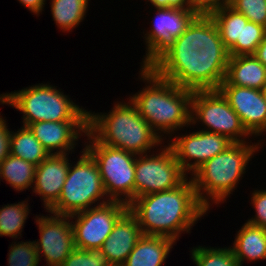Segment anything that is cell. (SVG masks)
Masks as SVG:
<instances>
[{"instance_id":"obj_16","label":"cell","mask_w":266,"mask_h":266,"mask_svg":"<svg viewBox=\"0 0 266 266\" xmlns=\"http://www.w3.org/2000/svg\"><path fill=\"white\" fill-rule=\"evenodd\" d=\"M27 127L50 154H72L76 141L87 133V121H40Z\"/></svg>"},{"instance_id":"obj_35","label":"cell","mask_w":266,"mask_h":266,"mask_svg":"<svg viewBox=\"0 0 266 266\" xmlns=\"http://www.w3.org/2000/svg\"><path fill=\"white\" fill-rule=\"evenodd\" d=\"M152 7L189 8V0H147Z\"/></svg>"},{"instance_id":"obj_25","label":"cell","mask_w":266,"mask_h":266,"mask_svg":"<svg viewBox=\"0 0 266 266\" xmlns=\"http://www.w3.org/2000/svg\"><path fill=\"white\" fill-rule=\"evenodd\" d=\"M217 25L224 46L229 50L240 40L241 13L229 5L213 9L208 13Z\"/></svg>"},{"instance_id":"obj_6","label":"cell","mask_w":266,"mask_h":266,"mask_svg":"<svg viewBox=\"0 0 266 266\" xmlns=\"http://www.w3.org/2000/svg\"><path fill=\"white\" fill-rule=\"evenodd\" d=\"M0 103L23 113V126L40 121H87L88 111L50 83L0 94Z\"/></svg>"},{"instance_id":"obj_10","label":"cell","mask_w":266,"mask_h":266,"mask_svg":"<svg viewBox=\"0 0 266 266\" xmlns=\"http://www.w3.org/2000/svg\"><path fill=\"white\" fill-rule=\"evenodd\" d=\"M158 153L136 156L134 198L180 186L188 177L169 145Z\"/></svg>"},{"instance_id":"obj_1","label":"cell","mask_w":266,"mask_h":266,"mask_svg":"<svg viewBox=\"0 0 266 266\" xmlns=\"http://www.w3.org/2000/svg\"><path fill=\"white\" fill-rule=\"evenodd\" d=\"M229 57L216 23L209 14L200 13L150 68L182 88L218 90Z\"/></svg>"},{"instance_id":"obj_7","label":"cell","mask_w":266,"mask_h":266,"mask_svg":"<svg viewBox=\"0 0 266 266\" xmlns=\"http://www.w3.org/2000/svg\"><path fill=\"white\" fill-rule=\"evenodd\" d=\"M80 152L77 163L74 166L70 163L58 201L46 212L71 216L111 201L106 195L97 163L84 148Z\"/></svg>"},{"instance_id":"obj_21","label":"cell","mask_w":266,"mask_h":266,"mask_svg":"<svg viewBox=\"0 0 266 266\" xmlns=\"http://www.w3.org/2000/svg\"><path fill=\"white\" fill-rule=\"evenodd\" d=\"M235 237L230 248L241 266L244 260L253 262L266 259V229L246 222Z\"/></svg>"},{"instance_id":"obj_38","label":"cell","mask_w":266,"mask_h":266,"mask_svg":"<svg viewBox=\"0 0 266 266\" xmlns=\"http://www.w3.org/2000/svg\"><path fill=\"white\" fill-rule=\"evenodd\" d=\"M262 91H263V93H264L265 100H266V86H265V88H264Z\"/></svg>"},{"instance_id":"obj_33","label":"cell","mask_w":266,"mask_h":266,"mask_svg":"<svg viewBox=\"0 0 266 266\" xmlns=\"http://www.w3.org/2000/svg\"><path fill=\"white\" fill-rule=\"evenodd\" d=\"M232 0H189L193 9L199 13L208 14L215 8L230 5Z\"/></svg>"},{"instance_id":"obj_15","label":"cell","mask_w":266,"mask_h":266,"mask_svg":"<svg viewBox=\"0 0 266 266\" xmlns=\"http://www.w3.org/2000/svg\"><path fill=\"white\" fill-rule=\"evenodd\" d=\"M218 90L252 136L265 135L266 100L262 90L234 85H220Z\"/></svg>"},{"instance_id":"obj_31","label":"cell","mask_w":266,"mask_h":266,"mask_svg":"<svg viewBox=\"0 0 266 266\" xmlns=\"http://www.w3.org/2000/svg\"><path fill=\"white\" fill-rule=\"evenodd\" d=\"M229 6L249 21L266 27V0H232Z\"/></svg>"},{"instance_id":"obj_26","label":"cell","mask_w":266,"mask_h":266,"mask_svg":"<svg viewBox=\"0 0 266 266\" xmlns=\"http://www.w3.org/2000/svg\"><path fill=\"white\" fill-rule=\"evenodd\" d=\"M266 36V27L249 21L241 14L240 40L228 50L229 56L253 55Z\"/></svg>"},{"instance_id":"obj_3","label":"cell","mask_w":266,"mask_h":266,"mask_svg":"<svg viewBox=\"0 0 266 266\" xmlns=\"http://www.w3.org/2000/svg\"><path fill=\"white\" fill-rule=\"evenodd\" d=\"M140 80L147 85L129 97L139 114L164 139L174 131L191 127L193 91L159 77L150 67L140 69Z\"/></svg>"},{"instance_id":"obj_5","label":"cell","mask_w":266,"mask_h":266,"mask_svg":"<svg viewBox=\"0 0 266 266\" xmlns=\"http://www.w3.org/2000/svg\"><path fill=\"white\" fill-rule=\"evenodd\" d=\"M259 142H234L225 151L207 160L190 176L198 200L207 210L214 203H224L233 193L241 177H244L249 161L262 148L263 145Z\"/></svg>"},{"instance_id":"obj_12","label":"cell","mask_w":266,"mask_h":266,"mask_svg":"<svg viewBox=\"0 0 266 266\" xmlns=\"http://www.w3.org/2000/svg\"><path fill=\"white\" fill-rule=\"evenodd\" d=\"M152 28L146 31L144 42L146 55L141 62V67H150L200 14L191 6L189 8H155Z\"/></svg>"},{"instance_id":"obj_37","label":"cell","mask_w":266,"mask_h":266,"mask_svg":"<svg viewBox=\"0 0 266 266\" xmlns=\"http://www.w3.org/2000/svg\"><path fill=\"white\" fill-rule=\"evenodd\" d=\"M266 67V36L253 54Z\"/></svg>"},{"instance_id":"obj_20","label":"cell","mask_w":266,"mask_h":266,"mask_svg":"<svg viewBox=\"0 0 266 266\" xmlns=\"http://www.w3.org/2000/svg\"><path fill=\"white\" fill-rule=\"evenodd\" d=\"M176 243L163 236L143 235L122 266H162Z\"/></svg>"},{"instance_id":"obj_34","label":"cell","mask_w":266,"mask_h":266,"mask_svg":"<svg viewBox=\"0 0 266 266\" xmlns=\"http://www.w3.org/2000/svg\"><path fill=\"white\" fill-rule=\"evenodd\" d=\"M10 131L6 119L0 113V164L9 155Z\"/></svg>"},{"instance_id":"obj_32","label":"cell","mask_w":266,"mask_h":266,"mask_svg":"<svg viewBox=\"0 0 266 266\" xmlns=\"http://www.w3.org/2000/svg\"><path fill=\"white\" fill-rule=\"evenodd\" d=\"M251 204L256 214L246 222L266 229V189L254 190L251 197Z\"/></svg>"},{"instance_id":"obj_17","label":"cell","mask_w":266,"mask_h":266,"mask_svg":"<svg viewBox=\"0 0 266 266\" xmlns=\"http://www.w3.org/2000/svg\"><path fill=\"white\" fill-rule=\"evenodd\" d=\"M69 154H50L35 170L33 192L48 211L59 199L70 167Z\"/></svg>"},{"instance_id":"obj_36","label":"cell","mask_w":266,"mask_h":266,"mask_svg":"<svg viewBox=\"0 0 266 266\" xmlns=\"http://www.w3.org/2000/svg\"><path fill=\"white\" fill-rule=\"evenodd\" d=\"M25 8L34 13L35 15H40L43 11L46 0H18Z\"/></svg>"},{"instance_id":"obj_22","label":"cell","mask_w":266,"mask_h":266,"mask_svg":"<svg viewBox=\"0 0 266 266\" xmlns=\"http://www.w3.org/2000/svg\"><path fill=\"white\" fill-rule=\"evenodd\" d=\"M9 154L38 166L50 153L26 126L10 131Z\"/></svg>"},{"instance_id":"obj_18","label":"cell","mask_w":266,"mask_h":266,"mask_svg":"<svg viewBox=\"0 0 266 266\" xmlns=\"http://www.w3.org/2000/svg\"><path fill=\"white\" fill-rule=\"evenodd\" d=\"M142 236L137 218L127 210L115 223L100 249L112 266H122Z\"/></svg>"},{"instance_id":"obj_23","label":"cell","mask_w":266,"mask_h":266,"mask_svg":"<svg viewBox=\"0 0 266 266\" xmlns=\"http://www.w3.org/2000/svg\"><path fill=\"white\" fill-rule=\"evenodd\" d=\"M36 166L9 154L0 164V179L16 191L33 188Z\"/></svg>"},{"instance_id":"obj_11","label":"cell","mask_w":266,"mask_h":266,"mask_svg":"<svg viewBox=\"0 0 266 266\" xmlns=\"http://www.w3.org/2000/svg\"><path fill=\"white\" fill-rule=\"evenodd\" d=\"M127 210L128 204L110 201L71 215L75 248H101L115 223Z\"/></svg>"},{"instance_id":"obj_30","label":"cell","mask_w":266,"mask_h":266,"mask_svg":"<svg viewBox=\"0 0 266 266\" xmlns=\"http://www.w3.org/2000/svg\"><path fill=\"white\" fill-rule=\"evenodd\" d=\"M8 253V266H38L39 258L34 241L14 242Z\"/></svg>"},{"instance_id":"obj_14","label":"cell","mask_w":266,"mask_h":266,"mask_svg":"<svg viewBox=\"0 0 266 266\" xmlns=\"http://www.w3.org/2000/svg\"><path fill=\"white\" fill-rule=\"evenodd\" d=\"M169 142L168 145L172 148L177 161L187 175H192L207 160L225 151L234 143L224 135L201 129L187 135L186 133L179 134V136L170 138Z\"/></svg>"},{"instance_id":"obj_9","label":"cell","mask_w":266,"mask_h":266,"mask_svg":"<svg viewBox=\"0 0 266 266\" xmlns=\"http://www.w3.org/2000/svg\"><path fill=\"white\" fill-rule=\"evenodd\" d=\"M197 122L205 125L202 131L224 135L233 142H248L252 137L219 90L193 91L191 125Z\"/></svg>"},{"instance_id":"obj_28","label":"cell","mask_w":266,"mask_h":266,"mask_svg":"<svg viewBox=\"0 0 266 266\" xmlns=\"http://www.w3.org/2000/svg\"><path fill=\"white\" fill-rule=\"evenodd\" d=\"M191 258L196 266H241L230 247H193Z\"/></svg>"},{"instance_id":"obj_2","label":"cell","mask_w":266,"mask_h":266,"mask_svg":"<svg viewBox=\"0 0 266 266\" xmlns=\"http://www.w3.org/2000/svg\"><path fill=\"white\" fill-rule=\"evenodd\" d=\"M188 178L174 189L142 195L128 204L143 235L163 236L176 242L181 233H190L208 213L198 200L191 177Z\"/></svg>"},{"instance_id":"obj_4","label":"cell","mask_w":266,"mask_h":266,"mask_svg":"<svg viewBox=\"0 0 266 266\" xmlns=\"http://www.w3.org/2000/svg\"><path fill=\"white\" fill-rule=\"evenodd\" d=\"M108 113L88 111L87 131L101 144L136 155L148 154L160 146L161 137L130 101L116 102Z\"/></svg>"},{"instance_id":"obj_19","label":"cell","mask_w":266,"mask_h":266,"mask_svg":"<svg viewBox=\"0 0 266 266\" xmlns=\"http://www.w3.org/2000/svg\"><path fill=\"white\" fill-rule=\"evenodd\" d=\"M221 85L263 90L266 86V67L254 55L230 56Z\"/></svg>"},{"instance_id":"obj_27","label":"cell","mask_w":266,"mask_h":266,"mask_svg":"<svg viewBox=\"0 0 266 266\" xmlns=\"http://www.w3.org/2000/svg\"><path fill=\"white\" fill-rule=\"evenodd\" d=\"M28 204L25 199L17 204H7L0 208V236L17 239L22 235L25 220L30 213Z\"/></svg>"},{"instance_id":"obj_24","label":"cell","mask_w":266,"mask_h":266,"mask_svg":"<svg viewBox=\"0 0 266 266\" xmlns=\"http://www.w3.org/2000/svg\"><path fill=\"white\" fill-rule=\"evenodd\" d=\"M88 1L90 0H51L49 2L53 20L62 32H71L85 19Z\"/></svg>"},{"instance_id":"obj_8","label":"cell","mask_w":266,"mask_h":266,"mask_svg":"<svg viewBox=\"0 0 266 266\" xmlns=\"http://www.w3.org/2000/svg\"><path fill=\"white\" fill-rule=\"evenodd\" d=\"M84 149L98 165L106 195L129 204L134 199L136 154L99 143L88 131ZM123 197V198H122Z\"/></svg>"},{"instance_id":"obj_29","label":"cell","mask_w":266,"mask_h":266,"mask_svg":"<svg viewBox=\"0 0 266 266\" xmlns=\"http://www.w3.org/2000/svg\"><path fill=\"white\" fill-rule=\"evenodd\" d=\"M61 266H112L106 254L100 249L75 248Z\"/></svg>"},{"instance_id":"obj_13","label":"cell","mask_w":266,"mask_h":266,"mask_svg":"<svg viewBox=\"0 0 266 266\" xmlns=\"http://www.w3.org/2000/svg\"><path fill=\"white\" fill-rule=\"evenodd\" d=\"M47 216L35 217L40 239L35 240L39 262L43 256L47 266H61L75 249L73 227L70 216L49 212Z\"/></svg>"}]
</instances>
